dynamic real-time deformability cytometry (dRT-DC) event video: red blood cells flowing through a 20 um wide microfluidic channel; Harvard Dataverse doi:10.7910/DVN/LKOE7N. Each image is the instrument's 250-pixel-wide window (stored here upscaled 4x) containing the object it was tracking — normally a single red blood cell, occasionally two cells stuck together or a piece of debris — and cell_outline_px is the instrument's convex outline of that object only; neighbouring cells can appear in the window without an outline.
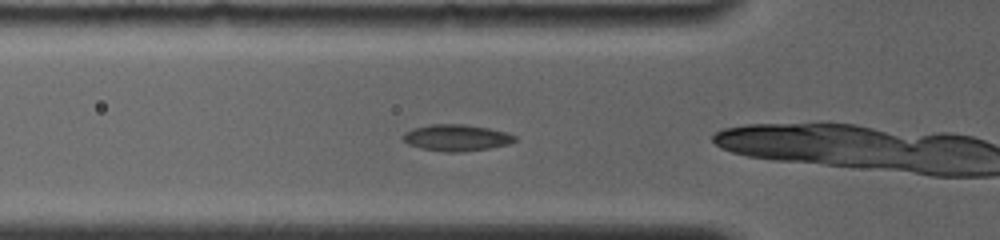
{"species": "common noctule bat (a hibernating species)", "species_latin": "Nyctalus noctula", "temperature_condition": "room temperature", "stored_images_in_passage": 33, "camera_frame_rate_fps": 4000, "um_per_image_px": 0.085, "animal": {"sex": "female", "body_mass_g": 19.0, "forearm_length_mm": 56.7}, "frame": {"image": 1, "passage_image": 4, "time_ms": 1.0, "image_size_px": [1000, 240], "cell_outline_px": [[516, 140], [508, 144], [488, 148], [460, 152], [444, 152], [420, 148], [408, 144], [404, 140], [404, 132], [412, 128], [432, 124], [464, 124], [488, 128], [504, 132], [516, 136]], "centroid_in_image_um": [38.77, 11.7], "position_along_channel_um": 87.0, "area_um2": 17.11}}
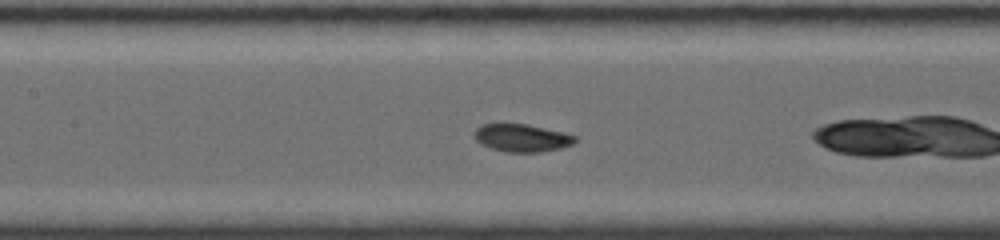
{"frame": {"image": 2, "passage_image": 10, "time_ms": 3.0, "image_size_px": [1000, 240], "cell_outline_px": [[576, 140], [572, 144], [560, 148], [540, 152], [508, 152], [492, 148], [480, 144], [476, 140], [476, 128], [480, 124], [500, 120], [528, 124], [576, 136]], "centroid_in_image_um": [44.27, 11.67], "position_along_channel_um": 163.1, "area_um2": 16.65}}
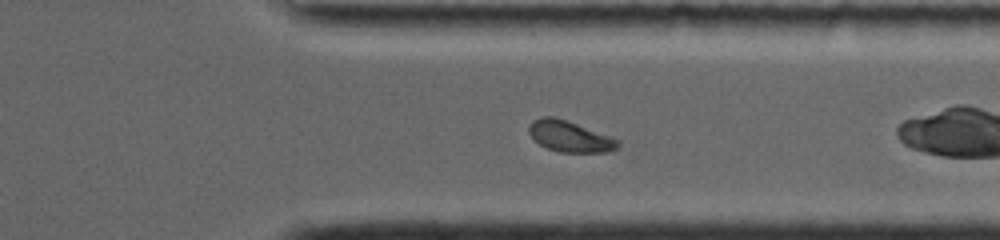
{"frame": {"image": 3, "passage_image": 24, "time_ms": 8.25, "image_size_px": [1000, 240], "cell_outline_px": [[620, 148], [608, 152], [560, 152], [548, 148], [532, 140], [528, 132], [528, 128], [532, 120], [540, 116], [556, 116], [568, 120], [620, 140]], "centroid_in_image_um": [48.42, 11.58], "position_along_channel_um": 363.0, "area_um2": 16.42}, "authors_computed_cell_mechanics": {"area_um2": 16.473, "velocity_mm_per_s": 3.8048, "shape_relaxation_time_tau1_ms": 4.8686, "shape_relaxation_time_tau2_ms": 3.8371, "deformation_change_tau1": 0.1199, "deformation_change_tau2": 0.0476}}